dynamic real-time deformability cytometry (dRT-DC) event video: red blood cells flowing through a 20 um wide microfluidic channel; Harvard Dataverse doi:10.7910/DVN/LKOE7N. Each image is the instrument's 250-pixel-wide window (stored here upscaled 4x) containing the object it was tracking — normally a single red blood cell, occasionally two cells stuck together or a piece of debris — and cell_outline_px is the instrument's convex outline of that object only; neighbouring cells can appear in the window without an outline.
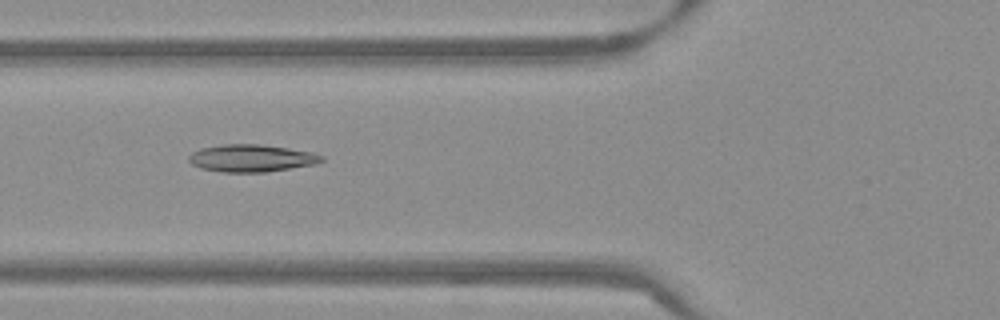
{"species": "Egyptian fruit bat (a non-hibernating species)", "species_latin": "Rousettus aegyptiacus", "temperature_condition": "warm", "stored_images_in_passage": 46, "camera_frame_rate_fps": 3000, "um_per_image_px": 0.085, "frame": {"image": 1, "passage_image": 13, "time_ms": 4.0, "image_size_px": [1000, 320], "cell_outline_px": [[324, 160], [316, 164], [264, 172], [224, 172], [200, 168], [192, 164], [188, 160], [188, 156], [192, 152], [200, 148], [224, 144], [260, 144], [288, 148], [312, 152], [324, 156]], "centroid_in_image_um": [21.37, 13.44], "position_along_channel_um": 104.4, "area_um2": 21.15}}
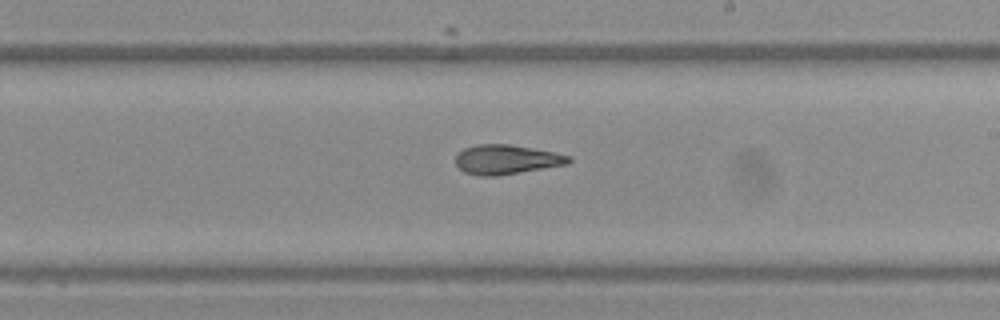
{"frame": {"image": 2, "passage_image": 24, "time_ms": 7.667, "image_size_px": [1000, 320], "cell_outline_px": [[572, 160], [568, 164], [496, 176], [480, 176], [464, 172], [456, 164], [456, 156], [464, 148], [476, 144], [508, 144], [532, 148], [572, 156]], "centroid_in_image_um": [43.04, 13.56], "position_along_channel_um": 246.0, "area_um2": 19.31}}
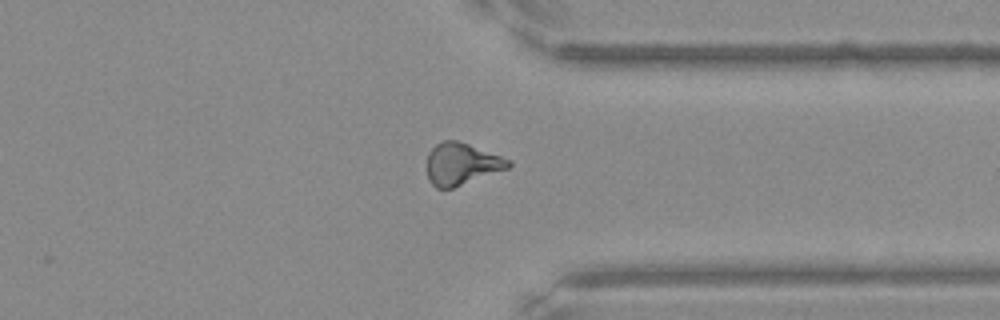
{"frame": {"image": 3, "passage_image": 34, "time_ms": 11.0, "image_size_px": [1000, 320], "cell_outline_px": [[512, 164], [508, 168], [452, 188], [436, 188], [428, 180], [428, 152], [436, 144], [444, 140], [456, 140], [468, 144], [512, 160]], "centroid_in_image_um": [39.23, 13.93], "position_along_channel_um": 372.2, "area_um2": 19.65}, "authors_computed_cell_mechanics": {"area_um2": 19.7965, "velocity_mm_per_s": 3.8447, "shape_relaxation_time_tau1_ms": null, "shape_relaxation_time_tau2_ms": 4.6073, "deformation_change_tau1": null, "deformation_change_tau2": 0.118}}